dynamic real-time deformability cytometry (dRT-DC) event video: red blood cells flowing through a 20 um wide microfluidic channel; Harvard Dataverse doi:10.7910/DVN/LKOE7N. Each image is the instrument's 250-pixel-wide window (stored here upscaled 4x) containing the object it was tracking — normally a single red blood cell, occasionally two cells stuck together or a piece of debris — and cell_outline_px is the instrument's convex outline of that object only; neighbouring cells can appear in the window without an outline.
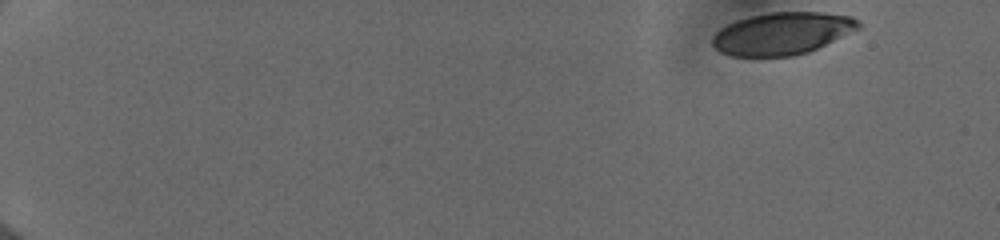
{"species": "human", "species_latin": "Homo sapiens", "temperature_condition": "cold", "stored_images_in_passage": 49, "camera_frame_rate_fps": 3000, "um_per_image_px": 0.085, "donor": {"sex": "female"}, "frame": {"image": 1, "passage_image": 1, "time_ms": 0.0, "image_size_px": [1000, 240], "cell_outline_px": [[860, 28], [808, 52], [792, 56], [728, 56], [720, 52], [712, 44], [712, 36], [720, 28], [736, 20], [748, 16], [768, 12], [824, 12], [852, 16], [860, 20]], "centroid_in_image_um": [66.47, 2.83], "position_along_channel_um": 18.5, "area_um2": 36.13}}
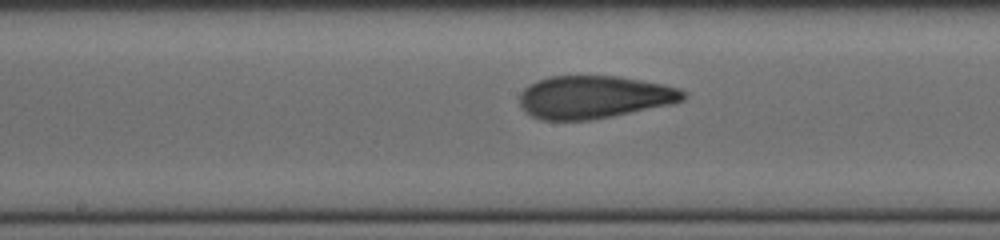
{"frame": {"image": 2, "passage_image": 27, "time_ms": 8.667, "image_size_px": [1000, 240], "cell_outline_px": [[688, 96], [684, 100], [672, 104], [612, 116], [588, 120], [540, 120], [524, 112], [520, 104], [520, 92], [528, 84], [536, 80], [548, 76], [620, 76], [664, 84], [680, 88], [688, 92]], "centroid_in_image_um": [50.5, 8.24], "position_along_channel_um": 197.7, "area_um2": 41.27}}
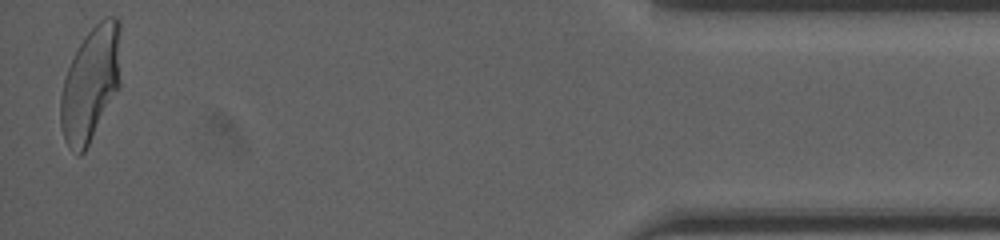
{"frame": {"image": 3, "passage_image": 49, "time_ms": 16.0, "image_size_px": [1000, 240], "cell_outline_px": [[120, 84], [84, 152], [80, 156], [76, 156], [68, 144], [64, 136], [60, 124], [60, 96], [64, 80], [68, 68], [84, 36], [100, 20], [108, 16], [120, 16]], "centroid_in_image_um": [7.71, 7.08], "position_along_channel_um": 427.5, "area_um2": 39.77}, "authors_computed_cell_mechanics": {"area_um2": 40.1132, "velocity_mm_per_s": 3.9951, "shape_relaxation_time_tau1_ms": 7.3497, "shape_relaxation_time_tau2_ms": 1.1609, "deformation_change_tau1": 0.2305, "deformation_change_tau2": 0.086}}